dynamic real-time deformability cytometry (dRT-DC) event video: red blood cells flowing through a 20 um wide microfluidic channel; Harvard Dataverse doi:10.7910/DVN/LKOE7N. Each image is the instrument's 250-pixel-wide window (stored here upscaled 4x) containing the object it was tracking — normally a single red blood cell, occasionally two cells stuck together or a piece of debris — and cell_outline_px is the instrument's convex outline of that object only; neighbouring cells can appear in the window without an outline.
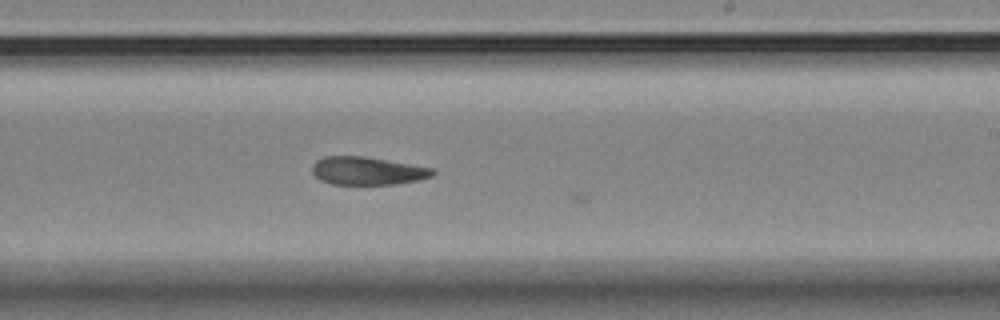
{"species": "Egyptian fruit bat (a non-hibernating species)", "species_latin": "Rousettus aegyptiacus", "temperature_condition": "room temperature", "stored_images_in_passage": 31, "camera_frame_rate_fps": 3000, "um_per_image_px": 0.085, "animal": {"sex": "female"}, "frame": {"image": 1, "passage_image": 30, "time_ms": 9.667, "image_size_px": [1000, 320], "cell_outline_px": [[436, 172], [432, 176], [416, 180], [396, 184], [332, 184], [320, 180], [312, 172], [312, 164], [316, 160], [324, 156], [364, 156], [432, 168]], "centroid_in_image_um": [31.19, 14.52], "position_along_channel_um": 257.8, "area_um2": 19.54}}